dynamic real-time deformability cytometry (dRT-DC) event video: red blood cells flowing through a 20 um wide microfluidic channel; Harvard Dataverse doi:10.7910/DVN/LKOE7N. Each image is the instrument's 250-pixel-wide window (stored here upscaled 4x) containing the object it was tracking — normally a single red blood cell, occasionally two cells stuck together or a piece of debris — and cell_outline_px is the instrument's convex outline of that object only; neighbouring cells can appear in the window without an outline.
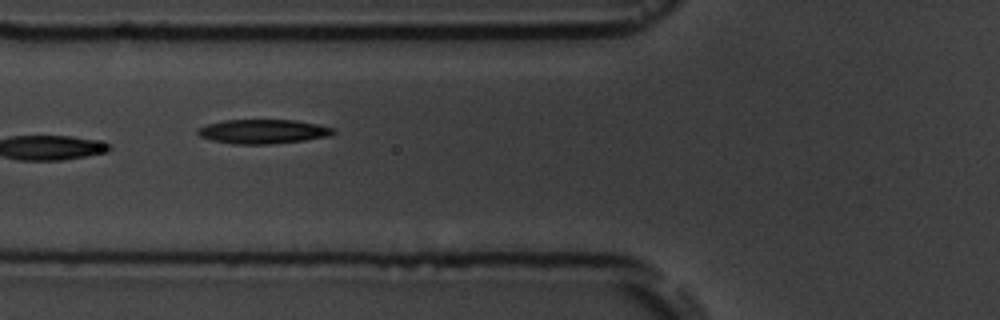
{"species": "common noctule bat (a hibernating species)", "species_latin": "Nyctalus noctula", "temperature_condition": "room temperature", "stored_images_in_passage": 11, "camera_frame_rate_fps": 3000, "um_per_image_px": 0.085, "animal": {"sex": "male", "body_mass_g": 19.5, "forearm_length_mm": 54.6}, "frame": {"image": 1, "passage_image": 2, "time_ms": 1.333, "image_size_px": [1000, 320], "cell_outline_px": [[336, 132], [328, 136], [304, 140], [268, 144], [232, 144], [212, 140], [200, 136], [196, 132], [196, 128], [208, 124], [224, 120], [296, 120], [336, 128]], "centroid_in_image_um": [22.34, 11.17], "position_along_channel_um": 103.5, "area_um2": 19.13}}